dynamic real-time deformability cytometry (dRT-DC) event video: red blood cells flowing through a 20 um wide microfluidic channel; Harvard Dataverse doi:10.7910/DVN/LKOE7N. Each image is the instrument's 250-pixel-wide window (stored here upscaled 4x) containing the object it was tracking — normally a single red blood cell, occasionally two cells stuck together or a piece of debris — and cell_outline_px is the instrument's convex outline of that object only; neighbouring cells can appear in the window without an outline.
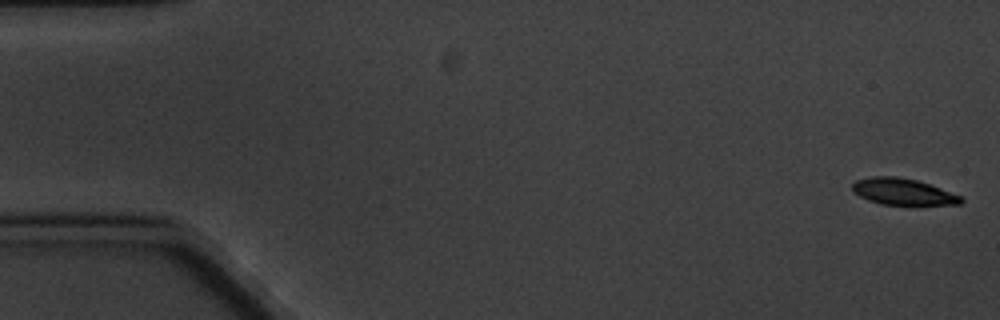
{"species": "common noctule bat (a hibernating species)", "species_latin": "Nyctalus noctula", "temperature_condition": "cold", "stored_images_in_passage": 5, "camera_frame_rate_fps": 3000, "um_per_image_px": 0.085, "animal": {"sex": "male", "body_mass_g": 20.1, "forearm_length_mm": 53.5}, "frame": {"image": 1, "passage_image": 1, "time_ms": 0.0, "image_size_px": [1000, 320], "cell_outline_px": [[964, 200], [960, 204], [916, 208], [880, 204], [868, 200], [852, 192], [852, 184], [856, 180], [872, 176], [896, 176], [916, 180], [964, 196]], "centroid_in_image_um": [76.82, 16.36], "position_along_channel_um": 8.2, "area_um2": 17.8}}
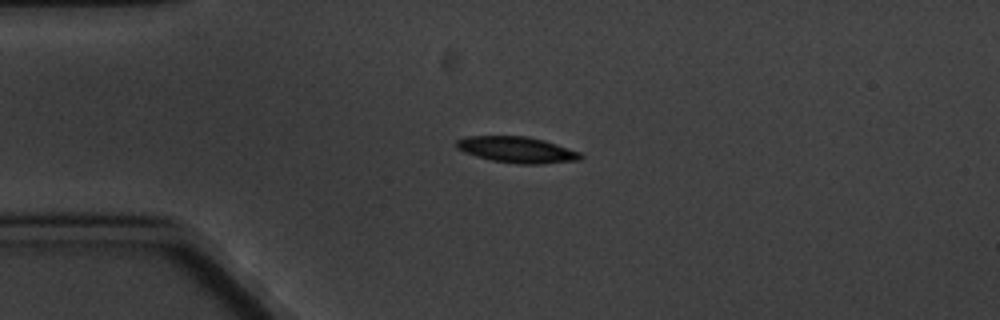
{"frame": {"image": 2, "passage_image": 4, "time_ms": 4.333, "image_size_px": [1000, 320], "cell_outline_px": [[584, 156], [580, 160], [540, 164], [516, 164], [492, 160], [476, 156], [464, 152], [456, 148], [456, 140], [468, 136], [528, 136], [544, 140], [580, 152]], "centroid_in_image_um": [43.94, 12.73], "position_along_channel_um": 41.1, "area_um2": 18.9}}